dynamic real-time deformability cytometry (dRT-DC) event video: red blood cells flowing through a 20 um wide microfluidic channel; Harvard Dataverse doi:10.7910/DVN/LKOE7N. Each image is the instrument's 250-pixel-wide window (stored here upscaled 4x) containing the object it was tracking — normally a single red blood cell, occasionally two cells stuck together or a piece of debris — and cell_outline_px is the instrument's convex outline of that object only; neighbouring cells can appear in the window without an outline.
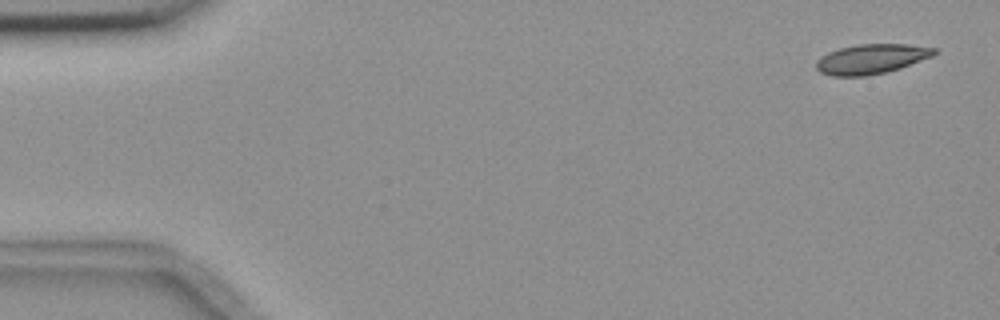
{"species": "common noctule bat (a hibernating species)", "species_latin": "Nyctalus noctula", "temperature_condition": "room temperature", "stored_images_in_passage": 5, "camera_frame_rate_fps": 3000, "um_per_image_px": 0.085, "animal": {"sex": "female", "body_mass_g": 18.4}, "frame": {"image": 1, "passage_image": 1, "time_ms": 0.0, "image_size_px": [1000, 320], "cell_outline_px": [[936, 52], [932, 56], [900, 68], [868, 76], [832, 76], [820, 72], [816, 68], [816, 60], [820, 56], [828, 52], [840, 48], [856, 44], [908, 44], [936, 48]], "centroid_in_image_um": [74.03, 5.01], "position_along_channel_um": 11.0, "area_um2": 20.46}}
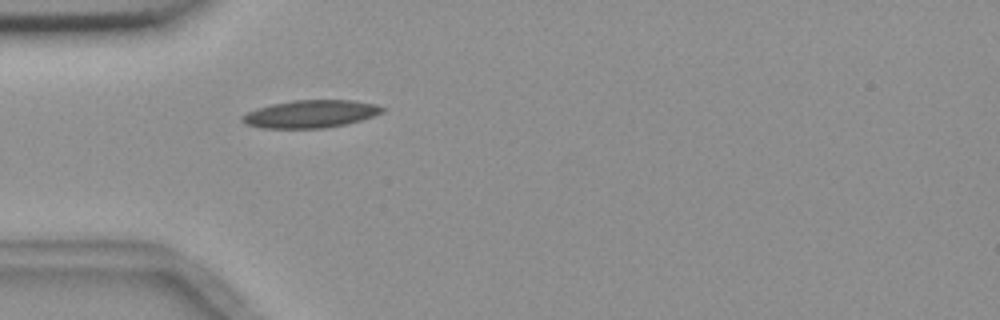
{"frame": {"image": 2, "passage_image": 5, "time_ms": 4.667, "image_size_px": [1000, 320], "cell_outline_px": [[384, 112], [360, 120], [344, 124], [324, 128], [264, 128], [248, 124], [240, 120], [240, 116], [256, 108], [272, 104], [292, 100], [352, 100], [376, 104], [384, 108]], "centroid_in_image_um": [26.39, 9.68], "position_along_channel_um": 58.6, "area_um2": 22.43}}